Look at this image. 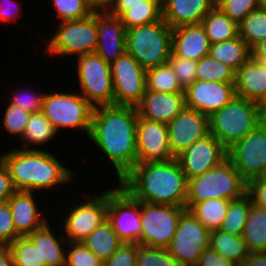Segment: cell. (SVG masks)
Returning a JSON list of instances; mask_svg holds the SVG:
<instances>
[{"mask_svg":"<svg viewBox=\"0 0 266 266\" xmlns=\"http://www.w3.org/2000/svg\"><path fill=\"white\" fill-rule=\"evenodd\" d=\"M238 36L252 49L266 40V8L260 6L238 24Z\"/></svg>","mask_w":266,"mask_h":266,"instance_id":"35","label":"cell"},{"mask_svg":"<svg viewBox=\"0 0 266 266\" xmlns=\"http://www.w3.org/2000/svg\"><path fill=\"white\" fill-rule=\"evenodd\" d=\"M137 243H122L104 266H136Z\"/></svg>","mask_w":266,"mask_h":266,"instance_id":"47","label":"cell"},{"mask_svg":"<svg viewBox=\"0 0 266 266\" xmlns=\"http://www.w3.org/2000/svg\"><path fill=\"white\" fill-rule=\"evenodd\" d=\"M247 193V183L227 157L204 174L188 180L186 210L207 199L236 200Z\"/></svg>","mask_w":266,"mask_h":266,"instance_id":"5","label":"cell"},{"mask_svg":"<svg viewBox=\"0 0 266 266\" xmlns=\"http://www.w3.org/2000/svg\"><path fill=\"white\" fill-rule=\"evenodd\" d=\"M210 44L232 40L238 36V25L215 5L202 19Z\"/></svg>","mask_w":266,"mask_h":266,"instance_id":"30","label":"cell"},{"mask_svg":"<svg viewBox=\"0 0 266 266\" xmlns=\"http://www.w3.org/2000/svg\"><path fill=\"white\" fill-rule=\"evenodd\" d=\"M243 239L250 253L266 252V209L251 204Z\"/></svg>","mask_w":266,"mask_h":266,"instance_id":"32","label":"cell"},{"mask_svg":"<svg viewBox=\"0 0 266 266\" xmlns=\"http://www.w3.org/2000/svg\"><path fill=\"white\" fill-rule=\"evenodd\" d=\"M136 107L107 105L94 108L89 138L110 159L119 181L137 164Z\"/></svg>","mask_w":266,"mask_h":266,"instance_id":"1","label":"cell"},{"mask_svg":"<svg viewBox=\"0 0 266 266\" xmlns=\"http://www.w3.org/2000/svg\"><path fill=\"white\" fill-rule=\"evenodd\" d=\"M161 4L165 1V0H158Z\"/></svg>","mask_w":266,"mask_h":266,"instance_id":"61","label":"cell"},{"mask_svg":"<svg viewBox=\"0 0 266 266\" xmlns=\"http://www.w3.org/2000/svg\"><path fill=\"white\" fill-rule=\"evenodd\" d=\"M146 90L164 93L184 92L169 63L146 70Z\"/></svg>","mask_w":266,"mask_h":266,"instance_id":"37","label":"cell"},{"mask_svg":"<svg viewBox=\"0 0 266 266\" xmlns=\"http://www.w3.org/2000/svg\"><path fill=\"white\" fill-rule=\"evenodd\" d=\"M226 158L227 149L211 134L196 141L176 157L188 180L204 174Z\"/></svg>","mask_w":266,"mask_h":266,"instance_id":"17","label":"cell"},{"mask_svg":"<svg viewBox=\"0 0 266 266\" xmlns=\"http://www.w3.org/2000/svg\"><path fill=\"white\" fill-rule=\"evenodd\" d=\"M21 91L18 93H13L12 97L9 100V104L13 106H18L22 108L25 111H28L30 113H36V112H42V104H43V99L45 96L46 92H43L42 94L37 92L36 94L30 92H24Z\"/></svg>","mask_w":266,"mask_h":266,"instance_id":"46","label":"cell"},{"mask_svg":"<svg viewBox=\"0 0 266 266\" xmlns=\"http://www.w3.org/2000/svg\"><path fill=\"white\" fill-rule=\"evenodd\" d=\"M244 263L246 266H266V252L250 253Z\"/></svg>","mask_w":266,"mask_h":266,"instance_id":"54","label":"cell"},{"mask_svg":"<svg viewBox=\"0 0 266 266\" xmlns=\"http://www.w3.org/2000/svg\"><path fill=\"white\" fill-rule=\"evenodd\" d=\"M173 29L163 20L126 31V52L145 70L168 63Z\"/></svg>","mask_w":266,"mask_h":266,"instance_id":"6","label":"cell"},{"mask_svg":"<svg viewBox=\"0 0 266 266\" xmlns=\"http://www.w3.org/2000/svg\"><path fill=\"white\" fill-rule=\"evenodd\" d=\"M265 117L266 110L261 105L235 96L209 117L210 134L228 150L253 131Z\"/></svg>","mask_w":266,"mask_h":266,"instance_id":"4","label":"cell"},{"mask_svg":"<svg viewBox=\"0 0 266 266\" xmlns=\"http://www.w3.org/2000/svg\"><path fill=\"white\" fill-rule=\"evenodd\" d=\"M210 233L189 210L180 217L167 251L180 266H195L205 249L210 248Z\"/></svg>","mask_w":266,"mask_h":266,"instance_id":"11","label":"cell"},{"mask_svg":"<svg viewBox=\"0 0 266 266\" xmlns=\"http://www.w3.org/2000/svg\"><path fill=\"white\" fill-rule=\"evenodd\" d=\"M114 0H89L96 10H106Z\"/></svg>","mask_w":266,"mask_h":266,"instance_id":"56","label":"cell"},{"mask_svg":"<svg viewBox=\"0 0 266 266\" xmlns=\"http://www.w3.org/2000/svg\"><path fill=\"white\" fill-rule=\"evenodd\" d=\"M185 93H164L146 90L136 107L141 118L168 124L185 107Z\"/></svg>","mask_w":266,"mask_h":266,"instance_id":"21","label":"cell"},{"mask_svg":"<svg viewBox=\"0 0 266 266\" xmlns=\"http://www.w3.org/2000/svg\"><path fill=\"white\" fill-rule=\"evenodd\" d=\"M56 31L46 42L45 53L77 57L95 53L98 43L97 10L82 20L61 21Z\"/></svg>","mask_w":266,"mask_h":266,"instance_id":"8","label":"cell"},{"mask_svg":"<svg viewBox=\"0 0 266 266\" xmlns=\"http://www.w3.org/2000/svg\"><path fill=\"white\" fill-rule=\"evenodd\" d=\"M234 266H246V264L243 262V263H236Z\"/></svg>","mask_w":266,"mask_h":266,"instance_id":"60","label":"cell"},{"mask_svg":"<svg viewBox=\"0 0 266 266\" xmlns=\"http://www.w3.org/2000/svg\"><path fill=\"white\" fill-rule=\"evenodd\" d=\"M251 52L252 58L258 61L262 68L266 70V40L255 45Z\"/></svg>","mask_w":266,"mask_h":266,"instance_id":"53","label":"cell"},{"mask_svg":"<svg viewBox=\"0 0 266 266\" xmlns=\"http://www.w3.org/2000/svg\"><path fill=\"white\" fill-rule=\"evenodd\" d=\"M209 54L235 72L252 57L250 46L239 36L232 40L211 44Z\"/></svg>","mask_w":266,"mask_h":266,"instance_id":"28","label":"cell"},{"mask_svg":"<svg viewBox=\"0 0 266 266\" xmlns=\"http://www.w3.org/2000/svg\"><path fill=\"white\" fill-rule=\"evenodd\" d=\"M126 27L119 17L97 10L98 43L95 53L112 64L126 52Z\"/></svg>","mask_w":266,"mask_h":266,"instance_id":"20","label":"cell"},{"mask_svg":"<svg viewBox=\"0 0 266 266\" xmlns=\"http://www.w3.org/2000/svg\"><path fill=\"white\" fill-rule=\"evenodd\" d=\"M261 6L266 8V0H261Z\"/></svg>","mask_w":266,"mask_h":266,"instance_id":"58","label":"cell"},{"mask_svg":"<svg viewBox=\"0 0 266 266\" xmlns=\"http://www.w3.org/2000/svg\"><path fill=\"white\" fill-rule=\"evenodd\" d=\"M235 74L236 72L232 68L224 63L218 62L210 54L197 61V80L235 82Z\"/></svg>","mask_w":266,"mask_h":266,"instance_id":"38","label":"cell"},{"mask_svg":"<svg viewBox=\"0 0 266 266\" xmlns=\"http://www.w3.org/2000/svg\"><path fill=\"white\" fill-rule=\"evenodd\" d=\"M227 157L248 184L266 173V117L253 131L227 150Z\"/></svg>","mask_w":266,"mask_h":266,"instance_id":"12","label":"cell"},{"mask_svg":"<svg viewBox=\"0 0 266 266\" xmlns=\"http://www.w3.org/2000/svg\"><path fill=\"white\" fill-rule=\"evenodd\" d=\"M210 45L201 23L179 26L172 31V52L178 57L197 62L209 54Z\"/></svg>","mask_w":266,"mask_h":266,"instance_id":"23","label":"cell"},{"mask_svg":"<svg viewBox=\"0 0 266 266\" xmlns=\"http://www.w3.org/2000/svg\"><path fill=\"white\" fill-rule=\"evenodd\" d=\"M185 211L184 207L140 201L142 228L139 245L167 249Z\"/></svg>","mask_w":266,"mask_h":266,"instance_id":"10","label":"cell"},{"mask_svg":"<svg viewBox=\"0 0 266 266\" xmlns=\"http://www.w3.org/2000/svg\"><path fill=\"white\" fill-rule=\"evenodd\" d=\"M235 263L221 256L211 248L205 249L195 266H234Z\"/></svg>","mask_w":266,"mask_h":266,"instance_id":"50","label":"cell"},{"mask_svg":"<svg viewBox=\"0 0 266 266\" xmlns=\"http://www.w3.org/2000/svg\"><path fill=\"white\" fill-rule=\"evenodd\" d=\"M107 221L123 243H137L141 236L140 201L123 187L108 190Z\"/></svg>","mask_w":266,"mask_h":266,"instance_id":"13","label":"cell"},{"mask_svg":"<svg viewBox=\"0 0 266 266\" xmlns=\"http://www.w3.org/2000/svg\"><path fill=\"white\" fill-rule=\"evenodd\" d=\"M252 203V198L248 193L239 199L231 200L226 217L219 229L232 235H243Z\"/></svg>","mask_w":266,"mask_h":266,"instance_id":"36","label":"cell"},{"mask_svg":"<svg viewBox=\"0 0 266 266\" xmlns=\"http://www.w3.org/2000/svg\"><path fill=\"white\" fill-rule=\"evenodd\" d=\"M6 245L0 240V250L3 249Z\"/></svg>","mask_w":266,"mask_h":266,"instance_id":"59","label":"cell"},{"mask_svg":"<svg viewBox=\"0 0 266 266\" xmlns=\"http://www.w3.org/2000/svg\"><path fill=\"white\" fill-rule=\"evenodd\" d=\"M137 164L172 160L166 123L138 117L136 127Z\"/></svg>","mask_w":266,"mask_h":266,"instance_id":"18","label":"cell"},{"mask_svg":"<svg viewBox=\"0 0 266 266\" xmlns=\"http://www.w3.org/2000/svg\"><path fill=\"white\" fill-rule=\"evenodd\" d=\"M32 113L23 110L18 106L8 104L3 114V128L11 135L22 139L26 125Z\"/></svg>","mask_w":266,"mask_h":266,"instance_id":"44","label":"cell"},{"mask_svg":"<svg viewBox=\"0 0 266 266\" xmlns=\"http://www.w3.org/2000/svg\"><path fill=\"white\" fill-rule=\"evenodd\" d=\"M106 11L119 17L126 29L162 19V4L158 0H145V4L136 5H110Z\"/></svg>","mask_w":266,"mask_h":266,"instance_id":"27","label":"cell"},{"mask_svg":"<svg viewBox=\"0 0 266 266\" xmlns=\"http://www.w3.org/2000/svg\"><path fill=\"white\" fill-rule=\"evenodd\" d=\"M235 93L266 110V70L252 57L236 71Z\"/></svg>","mask_w":266,"mask_h":266,"instance_id":"24","label":"cell"},{"mask_svg":"<svg viewBox=\"0 0 266 266\" xmlns=\"http://www.w3.org/2000/svg\"><path fill=\"white\" fill-rule=\"evenodd\" d=\"M0 160L7 167L16 191L50 190L58 184L71 183L74 175L52 153L37 148H13L0 154Z\"/></svg>","mask_w":266,"mask_h":266,"instance_id":"3","label":"cell"},{"mask_svg":"<svg viewBox=\"0 0 266 266\" xmlns=\"http://www.w3.org/2000/svg\"><path fill=\"white\" fill-rule=\"evenodd\" d=\"M94 107L79 93H45L42 113L55 127L75 128L89 136ZM80 128V129H79Z\"/></svg>","mask_w":266,"mask_h":266,"instance_id":"7","label":"cell"},{"mask_svg":"<svg viewBox=\"0 0 266 266\" xmlns=\"http://www.w3.org/2000/svg\"><path fill=\"white\" fill-rule=\"evenodd\" d=\"M69 242L66 248L65 266H101L103 262L82 242ZM68 249V250H67Z\"/></svg>","mask_w":266,"mask_h":266,"instance_id":"42","label":"cell"},{"mask_svg":"<svg viewBox=\"0 0 266 266\" xmlns=\"http://www.w3.org/2000/svg\"><path fill=\"white\" fill-rule=\"evenodd\" d=\"M247 193L256 206L266 209V179L264 177L251 180L247 184Z\"/></svg>","mask_w":266,"mask_h":266,"instance_id":"49","label":"cell"},{"mask_svg":"<svg viewBox=\"0 0 266 266\" xmlns=\"http://www.w3.org/2000/svg\"><path fill=\"white\" fill-rule=\"evenodd\" d=\"M168 63L177 76L179 84L185 90L197 80V62L176 56L171 52Z\"/></svg>","mask_w":266,"mask_h":266,"instance_id":"45","label":"cell"},{"mask_svg":"<svg viewBox=\"0 0 266 266\" xmlns=\"http://www.w3.org/2000/svg\"><path fill=\"white\" fill-rule=\"evenodd\" d=\"M216 5L238 25L261 6V0H217Z\"/></svg>","mask_w":266,"mask_h":266,"instance_id":"43","label":"cell"},{"mask_svg":"<svg viewBox=\"0 0 266 266\" xmlns=\"http://www.w3.org/2000/svg\"><path fill=\"white\" fill-rule=\"evenodd\" d=\"M39 250L40 263L45 266H65L66 250L63 244L68 242L65 236L54 235L49 223L27 236ZM60 237V238H59ZM66 242V243H65Z\"/></svg>","mask_w":266,"mask_h":266,"instance_id":"26","label":"cell"},{"mask_svg":"<svg viewBox=\"0 0 266 266\" xmlns=\"http://www.w3.org/2000/svg\"><path fill=\"white\" fill-rule=\"evenodd\" d=\"M82 243L104 263L123 242L119 239L111 224L105 220Z\"/></svg>","mask_w":266,"mask_h":266,"instance_id":"29","label":"cell"},{"mask_svg":"<svg viewBox=\"0 0 266 266\" xmlns=\"http://www.w3.org/2000/svg\"><path fill=\"white\" fill-rule=\"evenodd\" d=\"M114 105L137 107L146 92V70L127 52L111 64Z\"/></svg>","mask_w":266,"mask_h":266,"instance_id":"14","label":"cell"},{"mask_svg":"<svg viewBox=\"0 0 266 266\" xmlns=\"http://www.w3.org/2000/svg\"><path fill=\"white\" fill-rule=\"evenodd\" d=\"M56 134L57 130L42 112L32 113L21 139L22 149L29 150L30 144L39 146L48 143Z\"/></svg>","mask_w":266,"mask_h":266,"instance_id":"34","label":"cell"},{"mask_svg":"<svg viewBox=\"0 0 266 266\" xmlns=\"http://www.w3.org/2000/svg\"><path fill=\"white\" fill-rule=\"evenodd\" d=\"M108 190L100 195L74 205L64 216L65 238L70 242H82L93 230L107 220Z\"/></svg>","mask_w":266,"mask_h":266,"instance_id":"15","label":"cell"},{"mask_svg":"<svg viewBox=\"0 0 266 266\" xmlns=\"http://www.w3.org/2000/svg\"><path fill=\"white\" fill-rule=\"evenodd\" d=\"M119 185L139 201L186 206L188 179L176 158L136 164Z\"/></svg>","mask_w":266,"mask_h":266,"instance_id":"2","label":"cell"},{"mask_svg":"<svg viewBox=\"0 0 266 266\" xmlns=\"http://www.w3.org/2000/svg\"><path fill=\"white\" fill-rule=\"evenodd\" d=\"M15 192L16 189L12 178L10 177L9 171L0 160V203L6 202Z\"/></svg>","mask_w":266,"mask_h":266,"instance_id":"51","label":"cell"},{"mask_svg":"<svg viewBox=\"0 0 266 266\" xmlns=\"http://www.w3.org/2000/svg\"><path fill=\"white\" fill-rule=\"evenodd\" d=\"M170 149L176 158L196 141L210 134L209 116L195 109H184L167 124Z\"/></svg>","mask_w":266,"mask_h":266,"instance_id":"16","label":"cell"},{"mask_svg":"<svg viewBox=\"0 0 266 266\" xmlns=\"http://www.w3.org/2000/svg\"><path fill=\"white\" fill-rule=\"evenodd\" d=\"M34 192L16 191L7 201L13 217L16 233L26 237L42 228L48 221L42 216L35 202Z\"/></svg>","mask_w":266,"mask_h":266,"instance_id":"22","label":"cell"},{"mask_svg":"<svg viewBox=\"0 0 266 266\" xmlns=\"http://www.w3.org/2000/svg\"><path fill=\"white\" fill-rule=\"evenodd\" d=\"M18 237L8 201L0 203V240L8 246Z\"/></svg>","mask_w":266,"mask_h":266,"instance_id":"48","label":"cell"},{"mask_svg":"<svg viewBox=\"0 0 266 266\" xmlns=\"http://www.w3.org/2000/svg\"><path fill=\"white\" fill-rule=\"evenodd\" d=\"M76 59L79 93L94 108L114 105L111 65L96 53L80 55Z\"/></svg>","mask_w":266,"mask_h":266,"instance_id":"9","label":"cell"},{"mask_svg":"<svg viewBox=\"0 0 266 266\" xmlns=\"http://www.w3.org/2000/svg\"><path fill=\"white\" fill-rule=\"evenodd\" d=\"M0 266H14L12 253L8 246L0 250Z\"/></svg>","mask_w":266,"mask_h":266,"instance_id":"55","label":"cell"},{"mask_svg":"<svg viewBox=\"0 0 266 266\" xmlns=\"http://www.w3.org/2000/svg\"><path fill=\"white\" fill-rule=\"evenodd\" d=\"M145 4V0H114L110 5H136Z\"/></svg>","mask_w":266,"mask_h":266,"instance_id":"57","label":"cell"},{"mask_svg":"<svg viewBox=\"0 0 266 266\" xmlns=\"http://www.w3.org/2000/svg\"><path fill=\"white\" fill-rule=\"evenodd\" d=\"M216 5V0H165L162 19L172 28L199 24Z\"/></svg>","mask_w":266,"mask_h":266,"instance_id":"25","label":"cell"},{"mask_svg":"<svg viewBox=\"0 0 266 266\" xmlns=\"http://www.w3.org/2000/svg\"><path fill=\"white\" fill-rule=\"evenodd\" d=\"M57 17L64 21L82 20L90 16L96 9L89 0H52Z\"/></svg>","mask_w":266,"mask_h":266,"instance_id":"40","label":"cell"},{"mask_svg":"<svg viewBox=\"0 0 266 266\" xmlns=\"http://www.w3.org/2000/svg\"><path fill=\"white\" fill-rule=\"evenodd\" d=\"M136 266H180L167 249L137 244Z\"/></svg>","mask_w":266,"mask_h":266,"instance_id":"41","label":"cell"},{"mask_svg":"<svg viewBox=\"0 0 266 266\" xmlns=\"http://www.w3.org/2000/svg\"><path fill=\"white\" fill-rule=\"evenodd\" d=\"M230 200L207 199L195 203L189 211L210 231L219 229L226 217Z\"/></svg>","mask_w":266,"mask_h":266,"instance_id":"33","label":"cell"},{"mask_svg":"<svg viewBox=\"0 0 266 266\" xmlns=\"http://www.w3.org/2000/svg\"><path fill=\"white\" fill-rule=\"evenodd\" d=\"M6 1L4 0V2H3V0H0V21L16 22L17 17L15 15H18V13L15 14V12H17L18 9L16 8V11H15V9H14L15 7L13 5V4L16 5V2L14 0H11L12 2L11 1L6 2ZM5 2H6V4H4ZM8 3H9V5H10V3H13L11 5H13V7H14L13 9L15 12H13V10H11V8H10L11 6L9 7ZM9 8H10V10H9Z\"/></svg>","mask_w":266,"mask_h":266,"instance_id":"52","label":"cell"},{"mask_svg":"<svg viewBox=\"0 0 266 266\" xmlns=\"http://www.w3.org/2000/svg\"><path fill=\"white\" fill-rule=\"evenodd\" d=\"M210 248L235 264L243 263L250 254L242 235H232L220 229L211 231Z\"/></svg>","mask_w":266,"mask_h":266,"instance_id":"31","label":"cell"},{"mask_svg":"<svg viewBox=\"0 0 266 266\" xmlns=\"http://www.w3.org/2000/svg\"><path fill=\"white\" fill-rule=\"evenodd\" d=\"M184 93L186 107L210 117L236 96L235 82L196 80L184 90Z\"/></svg>","mask_w":266,"mask_h":266,"instance_id":"19","label":"cell"},{"mask_svg":"<svg viewBox=\"0 0 266 266\" xmlns=\"http://www.w3.org/2000/svg\"><path fill=\"white\" fill-rule=\"evenodd\" d=\"M8 247L12 253L14 266H45L44 263H40L39 250L27 236L18 237Z\"/></svg>","mask_w":266,"mask_h":266,"instance_id":"39","label":"cell"}]
</instances>
